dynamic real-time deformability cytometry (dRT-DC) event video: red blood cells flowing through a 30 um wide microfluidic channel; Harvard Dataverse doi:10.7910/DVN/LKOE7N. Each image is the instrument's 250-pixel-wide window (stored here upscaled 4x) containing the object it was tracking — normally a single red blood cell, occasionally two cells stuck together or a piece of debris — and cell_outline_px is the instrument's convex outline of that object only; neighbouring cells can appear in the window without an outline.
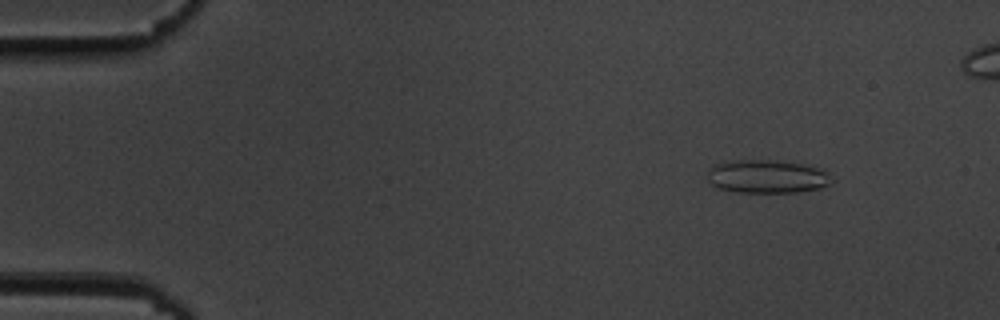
{"species": "common noctule bat (a hibernating species)", "species_latin": "Nyctalus noctula", "temperature_condition": "cold", "stored_images_in_passage": 54, "camera_frame_rate_fps": 3000, "um_per_image_px": 0.085, "animal": {"sex": "male", "body_mass_g": 19.5, "forearm_length_mm": 54.6}, "frame": {"image": 1, "passage_image": 7, "time_ms": 2.0, "image_size_px": [1000, 320], "cell_outline_px": [[828, 172], [824, 184], [820, 188], [796, 192], [736, 192], [720, 188], [712, 184], [708, 180], [708, 168], [712, 164], [736, 160], [776, 160], [804, 164], [824, 168]], "centroid_in_image_um": [65.12, 14.98], "position_along_channel_um": 19.9, "area_um2": 23.87}}
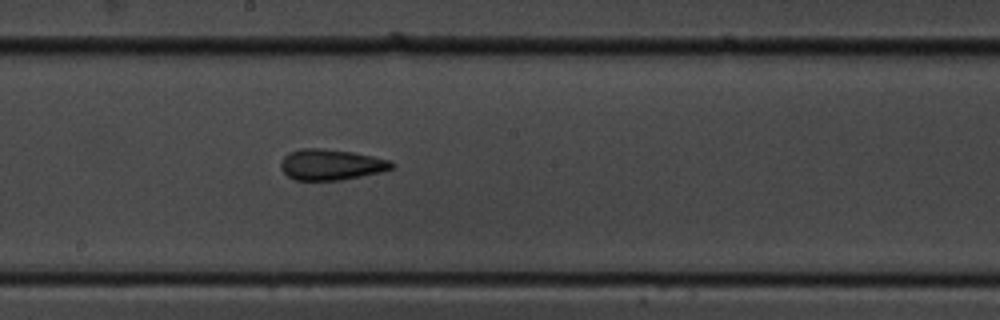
{"frame": {"image": 2, "passage_image": 31, "time_ms": 10.0, "image_size_px": [1000, 320], "cell_outline_px": [[396, 164], [392, 168], [384, 172], [340, 180], [296, 180], [288, 176], [280, 168], [280, 164], [284, 156], [288, 152], [300, 148], [320, 148], [352, 152], [392, 160]], "centroid_in_image_um": [28.16, 13.99], "position_along_channel_um": 220.0, "area_um2": 20.11}}
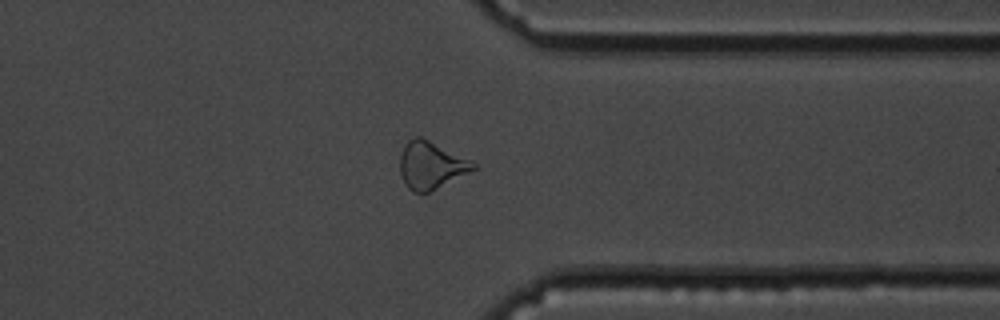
{"frame": {"image": 3, "passage_image": 44, "time_ms": 14.333, "image_size_px": [1000, 320], "cell_outline_px": [[480, 168], [428, 192], [412, 192], [408, 188], [400, 172], [400, 156], [404, 144], [412, 136], [420, 136], [472, 160]], "centroid_in_image_um": [36.66, 14.03], "position_along_channel_um": 374.7, "area_um2": 20.35}}